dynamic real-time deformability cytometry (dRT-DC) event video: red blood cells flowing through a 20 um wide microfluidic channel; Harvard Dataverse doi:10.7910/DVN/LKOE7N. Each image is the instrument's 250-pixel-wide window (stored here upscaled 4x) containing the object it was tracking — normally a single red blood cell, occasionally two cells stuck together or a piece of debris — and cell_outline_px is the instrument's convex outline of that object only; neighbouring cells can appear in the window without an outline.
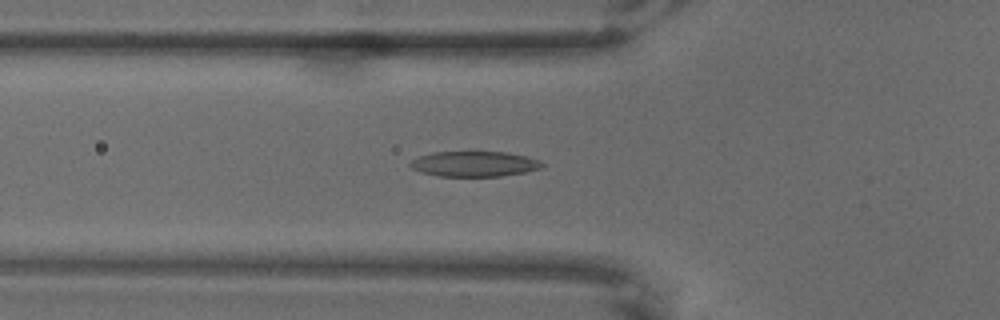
{"species": "common noctule bat (a hibernating species)", "species_latin": "Nyctalus noctula", "temperature_condition": "warm", "stored_images_in_passage": 65, "camera_frame_rate_fps": 3000, "um_per_image_px": 0.085, "animal": {"sex": "male", "body_mass_g": 18.8}, "frame": {"image": 1, "passage_image": 24, "time_ms": 7.667, "image_size_px": [1000, 320], "cell_outline_px": [[544, 168], [524, 172], [500, 176], [440, 176], [420, 172], [412, 168], [408, 164], [412, 160], [420, 156], [432, 152], [508, 152], [540, 160], [544, 164]], "centroid_in_image_um": [40.33, 13.93], "position_along_channel_um": 85.5, "area_um2": 19.42}}
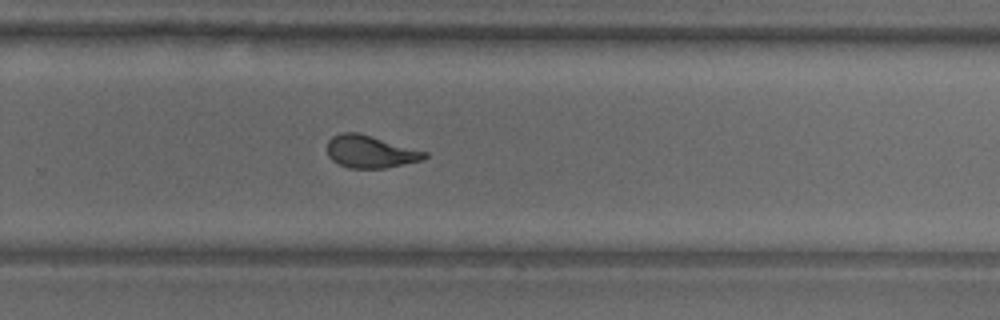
{"frame": {"image": 2, "passage_image": 44, "time_ms": 14.333, "image_size_px": [1000, 320], "cell_outline_px": [[428, 156], [424, 160], [384, 168], [352, 168], [340, 164], [332, 160], [328, 156], [328, 140], [332, 136], [344, 132], [356, 132], [428, 152]], "centroid_in_image_um": [31.49, 12.9], "position_along_channel_um": 298.3, "area_um2": 18.21}}
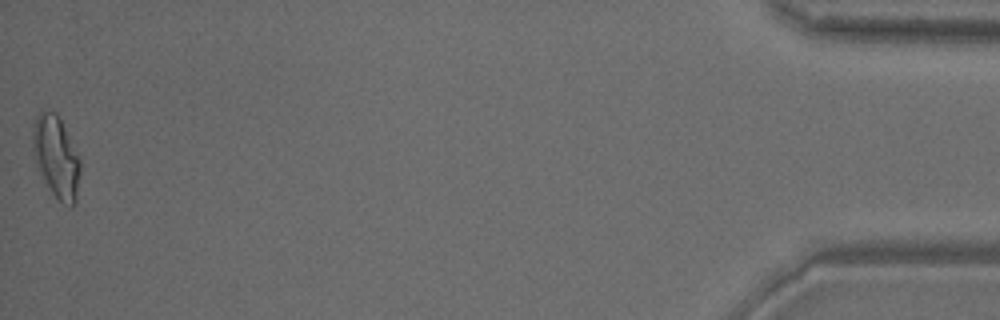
{"frame": {"image": 3, "passage_image": 65, "time_ms": 21.333, "image_size_px": [1000, 320], "cell_outline_px": [[80, 172], [76, 200], [68, 208], [52, 192], [44, 180], [36, 164], [32, 148], [32, 124], [40, 108], [56, 112], [80, 156]], "centroid_in_image_um": [4.76, 13.27], "position_along_channel_um": 430.4, "area_um2": 22.83}}